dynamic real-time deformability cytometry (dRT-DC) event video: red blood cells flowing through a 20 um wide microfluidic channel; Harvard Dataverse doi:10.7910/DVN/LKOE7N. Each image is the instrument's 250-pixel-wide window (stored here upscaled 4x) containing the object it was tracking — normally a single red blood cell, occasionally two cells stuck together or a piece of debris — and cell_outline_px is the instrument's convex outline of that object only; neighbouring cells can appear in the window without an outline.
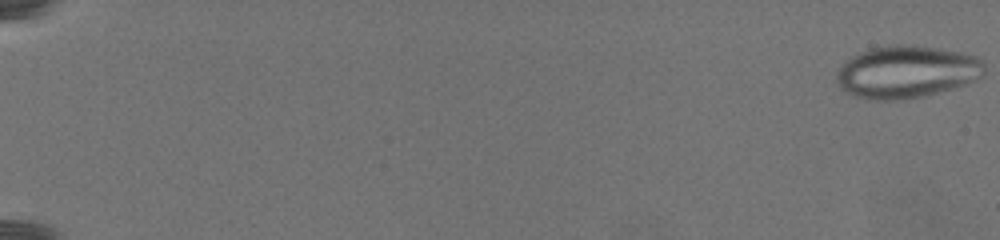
{"species": "common noctule bat (a hibernating species)", "species_latin": "Nyctalus noctula", "temperature_condition": "warm", "stored_images_in_passage": 26, "segment_of_instrument_passage": [1, 2], "camera_frame_rate_fps": 3000, "um_per_image_px": 0.085, "animal": {"sex": "female", "body_mass_g": 19.5, "forearm_length_mm": 54.1}, "frame": {"image": 1, "passage_image": 1, "time_ms": 0.0, "image_size_px": [1000, 240], "cell_outline_px": [[984, 76], [976, 80], [952, 88], [924, 96], [896, 100], [868, 100], [852, 96], [844, 92], [840, 88], [836, 80], [836, 72], [840, 64], [852, 56], [860, 52], [872, 48], [888, 44], [916, 44], [960, 52], [976, 56], [984, 60]], "centroid_in_image_um": [77.03, 6.1], "position_along_channel_um": 8.0, "area_um2": 45.84}}